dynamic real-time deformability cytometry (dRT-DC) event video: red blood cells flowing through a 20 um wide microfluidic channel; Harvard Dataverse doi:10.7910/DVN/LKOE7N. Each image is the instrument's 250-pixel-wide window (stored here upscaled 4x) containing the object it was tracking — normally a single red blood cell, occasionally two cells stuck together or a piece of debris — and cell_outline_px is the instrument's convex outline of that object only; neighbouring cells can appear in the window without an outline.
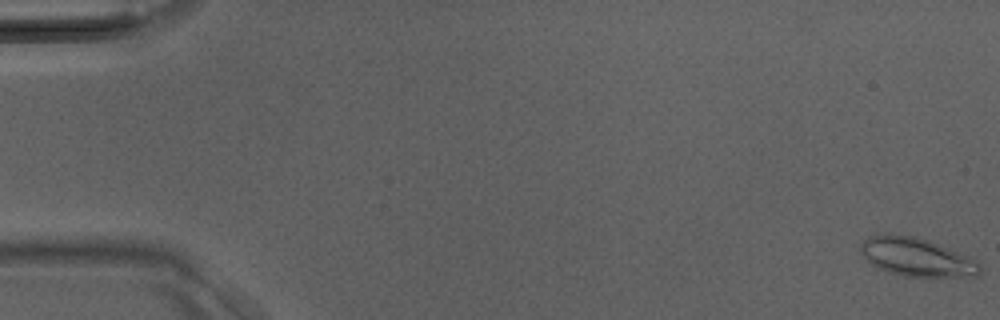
{"species": "Egyptian fruit bat (a non-hibernating species)", "species_latin": "Rousettus aegyptiacus", "temperature_condition": "room temperature", "stored_images_in_passage": 14, "camera_frame_rate_fps": 3000, "um_per_image_px": 0.085, "animal": {"sex": "male"}, "frame": {"image": 1, "passage_image": 1, "time_ms": 0.0, "image_size_px": [1000, 320], "cell_outline_px": [[980, 272], [976, 276], [904, 276], [876, 268], [860, 252], [860, 244], [868, 236], [884, 232], [892, 232], [916, 236], [928, 240], [968, 256], [976, 260], [980, 264]], "centroid_in_image_um": [77.85, 21.81], "position_along_channel_um": 7.1, "area_um2": 26.88}}